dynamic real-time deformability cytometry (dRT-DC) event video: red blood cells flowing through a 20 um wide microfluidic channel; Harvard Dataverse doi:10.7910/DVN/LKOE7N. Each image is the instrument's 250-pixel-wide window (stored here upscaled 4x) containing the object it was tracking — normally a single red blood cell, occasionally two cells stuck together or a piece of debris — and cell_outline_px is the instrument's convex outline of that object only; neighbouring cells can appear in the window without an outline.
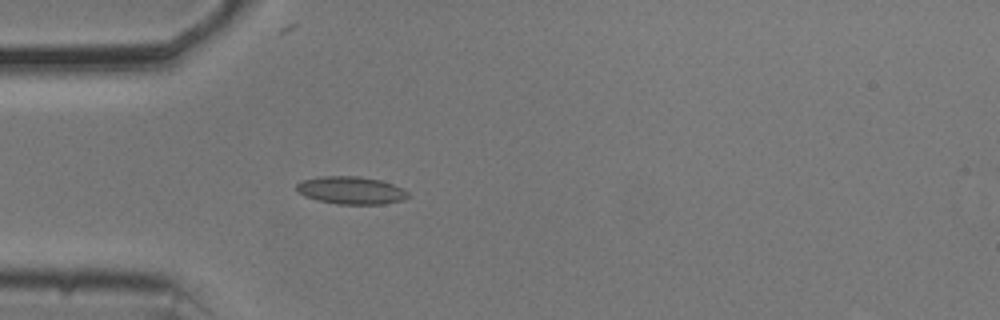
{"species": "common noctule bat (a hibernating species)", "species_latin": "Nyctalus noctula", "temperature_condition": "cold", "stored_images_in_passage": 40, "camera_frame_rate_fps": 3000, "um_per_image_px": 0.085, "animal": {"sex": "male", "body_mass_g": 20.5, "forearm_length_mm": 52.5}, "frame": {"image": 1, "passage_image": 1, "time_ms": 0.0, "image_size_px": [1000, 320], "cell_outline_px": [[408, 196], [404, 200], [384, 204], [336, 204], [316, 200], [304, 196], [296, 188], [296, 184], [300, 180], [320, 176], [360, 176], [380, 180], [404, 188], [408, 192]], "centroid_in_image_um": [29.83, 16.17], "position_along_channel_um": 55.2, "area_um2": 18.15}}
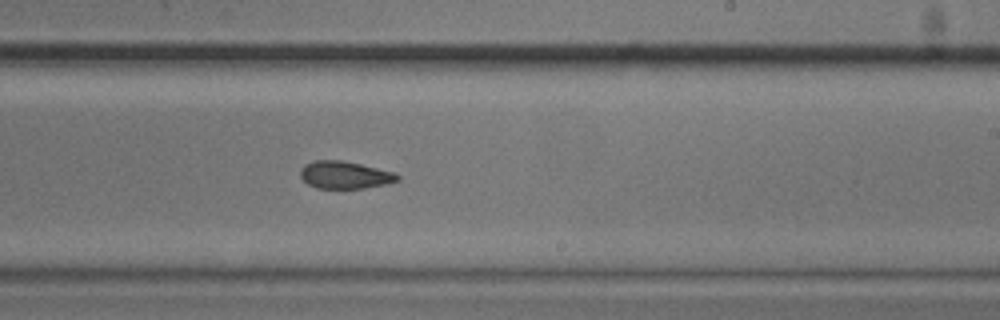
{"frame": {"image": 2, "passage_image": 18, "time_ms": 5.667, "image_size_px": [1000, 320], "cell_outline_px": [[400, 180], [388, 184], [364, 188], [316, 188], [308, 184], [300, 176], [300, 168], [304, 164], [316, 160], [340, 160], [360, 164], [392, 172], [400, 176]], "centroid_in_image_um": [29.29, 14.87], "position_along_channel_um": 259.7, "area_um2": 15.49}}
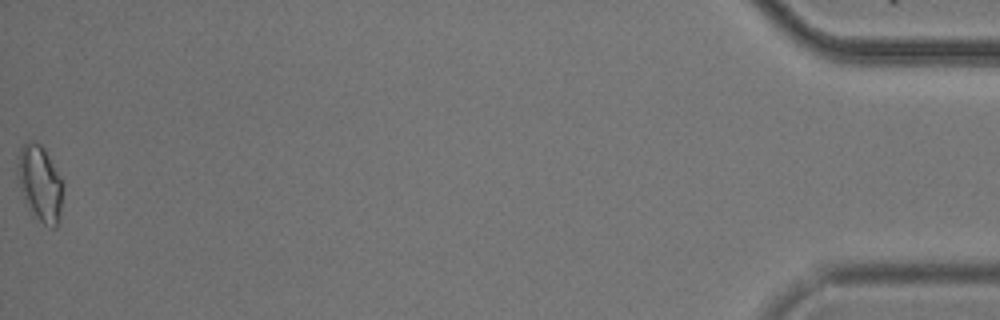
{"frame": {"image": 3, "passage_image": 40, "time_ms": 13.0, "image_size_px": [1000, 320], "cell_outline_px": [[64, 184], [60, 220], [56, 228], [48, 228], [32, 216], [24, 200], [16, 176], [16, 156], [20, 148], [24, 144], [32, 140], [40, 144], [44, 148], [60, 176]], "centroid_in_image_um": [3.39, 15.63], "position_along_channel_um": 431.8, "area_um2": 20.87}, "authors_computed_cell_mechanics": {"area_um2": 16.3285, "velocity_mm_per_s": 3.7018, "shape_relaxation_time_tau1_ms": 4.6755, "shape_relaxation_time_tau2_ms": 2.3734, "deformation_change_tau1": 0.1085, "deformation_change_tau2": 0.0682}}